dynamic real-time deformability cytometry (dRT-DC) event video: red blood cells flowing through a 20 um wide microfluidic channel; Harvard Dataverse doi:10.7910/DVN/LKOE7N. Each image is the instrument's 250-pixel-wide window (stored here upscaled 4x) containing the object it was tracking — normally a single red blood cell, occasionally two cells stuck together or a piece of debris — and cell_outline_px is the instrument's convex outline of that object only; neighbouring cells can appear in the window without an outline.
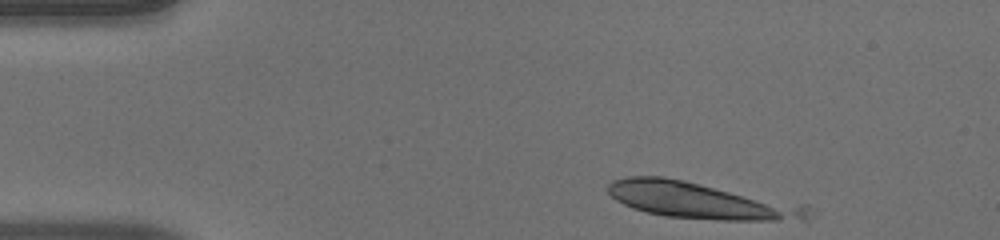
{"species": "human", "species_latin": "Homo sapiens", "temperature_condition": "warm", "stored_images_in_passage": 2, "camera_frame_rate_fps": 3000, "um_per_image_px": 0.085, "donor": {"sex": "male"}, "frame": {"image": 1, "passage_image": 1, "time_ms": 0.0, "image_size_px": [1000, 240], "cell_outline_px": [[816, 216], [808, 224], [720, 220], [664, 216], [632, 208], [616, 200], [608, 192], [608, 184], [612, 180], [628, 176], [664, 176], [808, 204]], "centroid_in_image_um": [59.91, 17.1], "position_along_channel_um": 25.1, "area_um2": 44.56}}